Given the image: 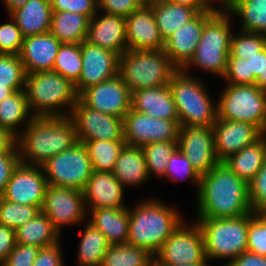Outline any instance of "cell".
Wrapping results in <instances>:
<instances>
[{"instance_id": "obj_17", "label": "cell", "mask_w": 266, "mask_h": 266, "mask_svg": "<svg viewBox=\"0 0 266 266\" xmlns=\"http://www.w3.org/2000/svg\"><path fill=\"white\" fill-rule=\"evenodd\" d=\"M178 148L200 176L219 163L212 127L180 126Z\"/></svg>"}, {"instance_id": "obj_12", "label": "cell", "mask_w": 266, "mask_h": 266, "mask_svg": "<svg viewBox=\"0 0 266 266\" xmlns=\"http://www.w3.org/2000/svg\"><path fill=\"white\" fill-rule=\"evenodd\" d=\"M76 128L79 142L88 140H124L123 118L101 113L77 99L69 116Z\"/></svg>"}, {"instance_id": "obj_41", "label": "cell", "mask_w": 266, "mask_h": 266, "mask_svg": "<svg viewBox=\"0 0 266 266\" xmlns=\"http://www.w3.org/2000/svg\"><path fill=\"white\" fill-rule=\"evenodd\" d=\"M40 211L37 206L7 201L0 196V224L14 230L33 219Z\"/></svg>"}, {"instance_id": "obj_62", "label": "cell", "mask_w": 266, "mask_h": 266, "mask_svg": "<svg viewBox=\"0 0 266 266\" xmlns=\"http://www.w3.org/2000/svg\"><path fill=\"white\" fill-rule=\"evenodd\" d=\"M211 4H212V2H218L219 4L221 3V5H220V7L222 6V8L221 9H226L232 2H233V0H208Z\"/></svg>"}, {"instance_id": "obj_26", "label": "cell", "mask_w": 266, "mask_h": 266, "mask_svg": "<svg viewBox=\"0 0 266 266\" xmlns=\"http://www.w3.org/2000/svg\"><path fill=\"white\" fill-rule=\"evenodd\" d=\"M89 223L99 229L111 245L127 244L129 233L128 208H97L87 210Z\"/></svg>"}, {"instance_id": "obj_25", "label": "cell", "mask_w": 266, "mask_h": 266, "mask_svg": "<svg viewBox=\"0 0 266 266\" xmlns=\"http://www.w3.org/2000/svg\"><path fill=\"white\" fill-rule=\"evenodd\" d=\"M131 109L153 118L179 121L176 105L168 85L132 92Z\"/></svg>"}, {"instance_id": "obj_11", "label": "cell", "mask_w": 266, "mask_h": 266, "mask_svg": "<svg viewBox=\"0 0 266 266\" xmlns=\"http://www.w3.org/2000/svg\"><path fill=\"white\" fill-rule=\"evenodd\" d=\"M199 262H209V260L205 255L202 230L196 222L194 225L182 222L154 256V265Z\"/></svg>"}, {"instance_id": "obj_10", "label": "cell", "mask_w": 266, "mask_h": 266, "mask_svg": "<svg viewBox=\"0 0 266 266\" xmlns=\"http://www.w3.org/2000/svg\"><path fill=\"white\" fill-rule=\"evenodd\" d=\"M48 185L83 191L93 173L92 163L83 143L56 154L42 165Z\"/></svg>"}, {"instance_id": "obj_59", "label": "cell", "mask_w": 266, "mask_h": 266, "mask_svg": "<svg viewBox=\"0 0 266 266\" xmlns=\"http://www.w3.org/2000/svg\"><path fill=\"white\" fill-rule=\"evenodd\" d=\"M255 214L259 216L264 222H266V204L262 205Z\"/></svg>"}, {"instance_id": "obj_37", "label": "cell", "mask_w": 266, "mask_h": 266, "mask_svg": "<svg viewBox=\"0 0 266 266\" xmlns=\"http://www.w3.org/2000/svg\"><path fill=\"white\" fill-rule=\"evenodd\" d=\"M83 144L92 163L93 171L112 172L126 142L124 140H88Z\"/></svg>"}, {"instance_id": "obj_57", "label": "cell", "mask_w": 266, "mask_h": 266, "mask_svg": "<svg viewBox=\"0 0 266 266\" xmlns=\"http://www.w3.org/2000/svg\"><path fill=\"white\" fill-rule=\"evenodd\" d=\"M17 143V137L9 130L0 128V154L8 153Z\"/></svg>"}, {"instance_id": "obj_40", "label": "cell", "mask_w": 266, "mask_h": 266, "mask_svg": "<svg viewBox=\"0 0 266 266\" xmlns=\"http://www.w3.org/2000/svg\"><path fill=\"white\" fill-rule=\"evenodd\" d=\"M146 160L149 176L163 178L169 159L178 149V141H158L146 144L141 147Z\"/></svg>"}, {"instance_id": "obj_56", "label": "cell", "mask_w": 266, "mask_h": 266, "mask_svg": "<svg viewBox=\"0 0 266 266\" xmlns=\"http://www.w3.org/2000/svg\"><path fill=\"white\" fill-rule=\"evenodd\" d=\"M167 1L182 6L192 7L198 13L217 10V8L214 7V5L212 6V4L208 0H167Z\"/></svg>"}, {"instance_id": "obj_15", "label": "cell", "mask_w": 266, "mask_h": 266, "mask_svg": "<svg viewBox=\"0 0 266 266\" xmlns=\"http://www.w3.org/2000/svg\"><path fill=\"white\" fill-rule=\"evenodd\" d=\"M78 98L92 109L101 113L124 118L131 109V92L120 75L89 86Z\"/></svg>"}, {"instance_id": "obj_22", "label": "cell", "mask_w": 266, "mask_h": 266, "mask_svg": "<svg viewBox=\"0 0 266 266\" xmlns=\"http://www.w3.org/2000/svg\"><path fill=\"white\" fill-rule=\"evenodd\" d=\"M99 14L90 19L86 41L121 56L128 49L125 18L104 12Z\"/></svg>"}, {"instance_id": "obj_35", "label": "cell", "mask_w": 266, "mask_h": 266, "mask_svg": "<svg viewBox=\"0 0 266 266\" xmlns=\"http://www.w3.org/2000/svg\"><path fill=\"white\" fill-rule=\"evenodd\" d=\"M26 75L19 55L0 54V102L25 89Z\"/></svg>"}, {"instance_id": "obj_44", "label": "cell", "mask_w": 266, "mask_h": 266, "mask_svg": "<svg viewBox=\"0 0 266 266\" xmlns=\"http://www.w3.org/2000/svg\"><path fill=\"white\" fill-rule=\"evenodd\" d=\"M247 251L266 256V222L253 212L248 214Z\"/></svg>"}, {"instance_id": "obj_20", "label": "cell", "mask_w": 266, "mask_h": 266, "mask_svg": "<svg viewBox=\"0 0 266 266\" xmlns=\"http://www.w3.org/2000/svg\"><path fill=\"white\" fill-rule=\"evenodd\" d=\"M215 11L198 13L187 24L164 40L163 50L177 69H184L193 59L199 44L205 21Z\"/></svg>"}, {"instance_id": "obj_38", "label": "cell", "mask_w": 266, "mask_h": 266, "mask_svg": "<svg viewBox=\"0 0 266 266\" xmlns=\"http://www.w3.org/2000/svg\"><path fill=\"white\" fill-rule=\"evenodd\" d=\"M154 257L146 250L130 245H111L101 266H153Z\"/></svg>"}, {"instance_id": "obj_9", "label": "cell", "mask_w": 266, "mask_h": 266, "mask_svg": "<svg viewBox=\"0 0 266 266\" xmlns=\"http://www.w3.org/2000/svg\"><path fill=\"white\" fill-rule=\"evenodd\" d=\"M222 90L218 118L252 123L266 133V91L255 84H227Z\"/></svg>"}, {"instance_id": "obj_3", "label": "cell", "mask_w": 266, "mask_h": 266, "mask_svg": "<svg viewBox=\"0 0 266 266\" xmlns=\"http://www.w3.org/2000/svg\"><path fill=\"white\" fill-rule=\"evenodd\" d=\"M127 244L142 248L153 257L183 222L182 215L157 198L139 202L129 209Z\"/></svg>"}, {"instance_id": "obj_31", "label": "cell", "mask_w": 266, "mask_h": 266, "mask_svg": "<svg viewBox=\"0 0 266 266\" xmlns=\"http://www.w3.org/2000/svg\"><path fill=\"white\" fill-rule=\"evenodd\" d=\"M90 18L69 11L52 12L50 33L61 43L80 44L86 40Z\"/></svg>"}, {"instance_id": "obj_5", "label": "cell", "mask_w": 266, "mask_h": 266, "mask_svg": "<svg viewBox=\"0 0 266 266\" xmlns=\"http://www.w3.org/2000/svg\"><path fill=\"white\" fill-rule=\"evenodd\" d=\"M178 69L168 86L176 105L180 126L212 127L218 117L217 103H213L205 85Z\"/></svg>"}, {"instance_id": "obj_32", "label": "cell", "mask_w": 266, "mask_h": 266, "mask_svg": "<svg viewBox=\"0 0 266 266\" xmlns=\"http://www.w3.org/2000/svg\"><path fill=\"white\" fill-rule=\"evenodd\" d=\"M16 243L46 247L60 241V233L41 211L31 220L15 230Z\"/></svg>"}, {"instance_id": "obj_30", "label": "cell", "mask_w": 266, "mask_h": 266, "mask_svg": "<svg viewBox=\"0 0 266 266\" xmlns=\"http://www.w3.org/2000/svg\"><path fill=\"white\" fill-rule=\"evenodd\" d=\"M150 7L163 40L198 14L192 7L178 5L167 0H157Z\"/></svg>"}, {"instance_id": "obj_42", "label": "cell", "mask_w": 266, "mask_h": 266, "mask_svg": "<svg viewBox=\"0 0 266 266\" xmlns=\"http://www.w3.org/2000/svg\"><path fill=\"white\" fill-rule=\"evenodd\" d=\"M240 34L232 35L230 54L228 57L248 59L266 47V35L239 31Z\"/></svg>"}, {"instance_id": "obj_46", "label": "cell", "mask_w": 266, "mask_h": 266, "mask_svg": "<svg viewBox=\"0 0 266 266\" xmlns=\"http://www.w3.org/2000/svg\"><path fill=\"white\" fill-rule=\"evenodd\" d=\"M227 84L246 85L255 84L256 78L250 73L248 59L238 57H228L227 70L223 80Z\"/></svg>"}, {"instance_id": "obj_33", "label": "cell", "mask_w": 266, "mask_h": 266, "mask_svg": "<svg viewBox=\"0 0 266 266\" xmlns=\"http://www.w3.org/2000/svg\"><path fill=\"white\" fill-rule=\"evenodd\" d=\"M33 118L25 90L15 91L0 102V128L9 130L16 137L21 133L16 127L20 123H25L26 127Z\"/></svg>"}, {"instance_id": "obj_49", "label": "cell", "mask_w": 266, "mask_h": 266, "mask_svg": "<svg viewBox=\"0 0 266 266\" xmlns=\"http://www.w3.org/2000/svg\"><path fill=\"white\" fill-rule=\"evenodd\" d=\"M40 247L16 243L1 266H33Z\"/></svg>"}, {"instance_id": "obj_2", "label": "cell", "mask_w": 266, "mask_h": 266, "mask_svg": "<svg viewBox=\"0 0 266 266\" xmlns=\"http://www.w3.org/2000/svg\"><path fill=\"white\" fill-rule=\"evenodd\" d=\"M17 136L20 162L42 166L51 157L78 142L76 128L69 116L34 117Z\"/></svg>"}, {"instance_id": "obj_50", "label": "cell", "mask_w": 266, "mask_h": 266, "mask_svg": "<svg viewBox=\"0 0 266 266\" xmlns=\"http://www.w3.org/2000/svg\"><path fill=\"white\" fill-rule=\"evenodd\" d=\"M20 163L17 144L5 154H0V196L7 187L14 169Z\"/></svg>"}, {"instance_id": "obj_54", "label": "cell", "mask_w": 266, "mask_h": 266, "mask_svg": "<svg viewBox=\"0 0 266 266\" xmlns=\"http://www.w3.org/2000/svg\"><path fill=\"white\" fill-rule=\"evenodd\" d=\"M250 73L256 79H265V68H266V47L256 55L248 57Z\"/></svg>"}, {"instance_id": "obj_48", "label": "cell", "mask_w": 266, "mask_h": 266, "mask_svg": "<svg viewBox=\"0 0 266 266\" xmlns=\"http://www.w3.org/2000/svg\"><path fill=\"white\" fill-rule=\"evenodd\" d=\"M248 189L251 210L255 213L262 205L266 204V160L248 183Z\"/></svg>"}, {"instance_id": "obj_4", "label": "cell", "mask_w": 266, "mask_h": 266, "mask_svg": "<svg viewBox=\"0 0 266 266\" xmlns=\"http://www.w3.org/2000/svg\"><path fill=\"white\" fill-rule=\"evenodd\" d=\"M24 90L34 117L70 116L78 99L74 84L54 71L27 74Z\"/></svg>"}, {"instance_id": "obj_23", "label": "cell", "mask_w": 266, "mask_h": 266, "mask_svg": "<svg viewBox=\"0 0 266 266\" xmlns=\"http://www.w3.org/2000/svg\"><path fill=\"white\" fill-rule=\"evenodd\" d=\"M83 196L87 210L127 208L123 204L124 186L112 172L93 171L83 190Z\"/></svg>"}, {"instance_id": "obj_29", "label": "cell", "mask_w": 266, "mask_h": 266, "mask_svg": "<svg viewBox=\"0 0 266 266\" xmlns=\"http://www.w3.org/2000/svg\"><path fill=\"white\" fill-rule=\"evenodd\" d=\"M266 160V133L224 161L239 178L249 183Z\"/></svg>"}, {"instance_id": "obj_7", "label": "cell", "mask_w": 266, "mask_h": 266, "mask_svg": "<svg viewBox=\"0 0 266 266\" xmlns=\"http://www.w3.org/2000/svg\"><path fill=\"white\" fill-rule=\"evenodd\" d=\"M177 70L163 49H127L119 57L118 74L131 93L140 89L168 85Z\"/></svg>"}, {"instance_id": "obj_6", "label": "cell", "mask_w": 266, "mask_h": 266, "mask_svg": "<svg viewBox=\"0 0 266 266\" xmlns=\"http://www.w3.org/2000/svg\"><path fill=\"white\" fill-rule=\"evenodd\" d=\"M231 14L226 9H217L204 23L195 55L183 69L190 66L201 68L221 78L226 73L231 45Z\"/></svg>"}, {"instance_id": "obj_43", "label": "cell", "mask_w": 266, "mask_h": 266, "mask_svg": "<svg viewBox=\"0 0 266 266\" xmlns=\"http://www.w3.org/2000/svg\"><path fill=\"white\" fill-rule=\"evenodd\" d=\"M170 181L177 182L187 179L193 182L198 188L201 176L193 168L190 160L179 150V148L172 154L167 164L165 176ZM179 177V178H178Z\"/></svg>"}, {"instance_id": "obj_36", "label": "cell", "mask_w": 266, "mask_h": 266, "mask_svg": "<svg viewBox=\"0 0 266 266\" xmlns=\"http://www.w3.org/2000/svg\"><path fill=\"white\" fill-rule=\"evenodd\" d=\"M226 10L241 17L240 31L266 35V1H233Z\"/></svg>"}, {"instance_id": "obj_52", "label": "cell", "mask_w": 266, "mask_h": 266, "mask_svg": "<svg viewBox=\"0 0 266 266\" xmlns=\"http://www.w3.org/2000/svg\"><path fill=\"white\" fill-rule=\"evenodd\" d=\"M60 241L46 247H41L33 266H64Z\"/></svg>"}, {"instance_id": "obj_53", "label": "cell", "mask_w": 266, "mask_h": 266, "mask_svg": "<svg viewBox=\"0 0 266 266\" xmlns=\"http://www.w3.org/2000/svg\"><path fill=\"white\" fill-rule=\"evenodd\" d=\"M16 245L15 230L0 224V266Z\"/></svg>"}, {"instance_id": "obj_63", "label": "cell", "mask_w": 266, "mask_h": 266, "mask_svg": "<svg viewBox=\"0 0 266 266\" xmlns=\"http://www.w3.org/2000/svg\"><path fill=\"white\" fill-rule=\"evenodd\" d=\"M157 0H137L141 6H151Z\"/></svg>"}, {"instance_id": "obj_55", "label": "cell", "mask_w": 266, "mask_h": 266, "mask_svg": "<svg viewBox=\"0 0 266 266\" xmlns=\"http://www.w3.org/2000/svg\"><path fill=\"white\" fill-rule=\"evenodd\" d=\"M227 266H266V256L246 251L234 258Z\"/></svg>"}, {"instance_id": "obj_47", "label": "cell", "mask_w": 266, "mask_h": 266, "mask_svg": "<svg viewBox=\"0 0 266 266\" xmlns=\"http://www.w3.org/2000/svg\"><path fill=\"white\" fill-rule=\"evenodd\" d=\"M53 12L69 11L88 16L98 12V0H50Z\"/></svg>"}, {"instance_id": "obj_39", "label": "cell", "mask_w": 266, "mask_h": 266, "mask_svg": "<svg viewBox=\"0 0 266 266\" xmlns=\"http://www.w3.org/2000/svg\"><path fill=\"white\" fill-rule=\"evenodd\" d=\"M81 43H62L58 49L52 71L75 84L81 75Z\"/></svg>"}, {"instance_id": "obj_58", "label": "cell", "mask_w": 266, "mask_h": 266, "mask_svg": "<svg viewBox=\"0 0 266 266\" xmlns=\"http://www.w3.org/2000/svg\"><path fill=\"white\" fill-rule=\"evenodd\" d=\"M5 4L6 10L10 15L13 11L24 6L28 0H2Z\"/></svg>"}, {"instance_id": "obj_34", "label": "cell", "mask_w": 266, "mask_h": 266, "mask_svg": "<svg viewBox=\"0 0 266 266\" xmlns=\"http://www.w3.org/2000/svg\"><path fill=\"white\" fill-rule=\"evenodd\" d=\"M79 242V266H101L104 256L111 244L104 234L89 222Z\"/></svg>"}, {"instance_id": "obj_13", "label": "cell", "mask_w": 266, "mask_h": 266, "mask_svg": "<svg viewBox=\"0 0 266 266\" xmlns=\"http://www.w3.org/2000/svg\"><path fill=\"white\" fill-rule=\"evenodd\" d=\"M41 212L52 222L60 235L63 225L80 224L88 213L83 191L52 185L46 188Z\"/></svg>"}, {"instance_id": "obj_14", "label": "cell", "mask_w": 266, "mask_h": 266, "mask_svg": "<svg viewBox=\"0 0 266 266\" xmlns=\"http://www.w3.org/2000/svg\"><path fill=\"white\" fill-rule=\"evenodd\" d=\"M124 141L142 147L158 141H178L179 121L153 118L130 109L123 118Z\"/></svg>"}, {"instance_id": "obj_16", "label": "cell", "mask_w": 266, "mask_h": 266, "mask_svg": "<svg viewBox=\"0 0 266 266\" xmlns=\"http://www.w3.org/2000/svg\"><path fill=\"white\" fill-rule=\"evenodd\" d=\"M47 186L42 166L26 165L20 162L14 169L1 196L7 201L37 206L41 210Z\"/></svg>"}, {"instance_id": "obj_8", "label": "cell", "mask_w": 266, "mask_h": 266, "mask_svg": "<svg viewBox=\"0 0 266 266\" xmlns=\"http://www.w3.org/2000/svg\"><path fill=\"white\" fill-rule=\"evenodd\" d=\"M208 260L234 258L247 251L248 214L234 218H198Z\"/></svg>"}, {"instance_id": "obj_28", "label": "cell", "mask_w": 266, "mask_h": 266, "mask_svg": "<svg viewBox=\"0 0 266 266\" xmlns=\"http://www.w3.org/2000/svg\"><path fill=\"white\" fill-rule=\"evenodd\" d=\"M123 186H138L149 178L146 160L141 147L125 145L112 170Z\"/></svg>"}, {"instance_id": "obj_1", "label": "cell", "mask_w": 266, "mask_h": 266, "mask_svg": "<svg viewBox=\"0 0 266 266\" xmlns=\"http://www.w3.org/2000/svg\"><path fill=\"white\" fill-rule=\"evenodd\" d=\"M196 193L198 218H234L252 213L248 183L224 162L201 175Z\"/></svg>"}, {"instance_id": "obj_64", "label": "cell", "mask_w": 266, "mask_h": 266, "mask_svg": "<svg viewBox=\"0 0 266 266\" xmlns=\"http://www.w3.org/2000/svg\"><path fill=\"white\" fill-rule=\"evenodd\" d=\"M233 1H256V0H233ZM259 1H266V0H259Z\"/></svg>"}, {"instance_id": "obj_24", "label": "cell", "mask_w": 266, "mask_h": 266, "mask_svg": "<svg viewBox=\"0 0 266 266\" xmlns=\"http://www.w3.org/2000/svg\"><path fill=\"white\" fill-rule=\"evenodd\" d=\"M61 44L50 32L24 37L19 57L26 74L52 71Z\"/></svg>"}, {"instance_id": "obj_60", "label": "cell", "mask_w": 266, "mask_h": 266, "mask_svg": "<svg viewBox=\"0 0 266 266\" xmlns=\"http://www.w3.org/2000/svg\"><path fill=\"white\" fill-rule=\"evenodd\" d=\"M208 262H199V263H192V264H175V265H155V266H208Z\"/></svg>"}, {"instance_id": "obj_51", "label": "cell", "mask_w": 266, "mask_h": 266, "mask_svg": "<svg viewBox=\"0 0 266 266\" xmlns=\"http://www.w3.org/2000/svg\"><path fill=\"white\" fill-rule=\"evenodd\" d=\"M141 5L137 0H98V9L104 13L126 18Z\"/></svg>"}, {"instance_id": "obj_21", "label": "cell", "mask_w": 266, "mask_h": 266, "mask_svg": "<svg viewBox=\"0 0 266 266\" xmlns=\"http://www.w3.org/2000/svg\"><path fill=\"white\" fill-rule=\"evenodd\" d=\"M129 50H162L164 40L159 33L150 6H141L125 18Z\"/></svg>"}, {"instance_id": "obj_45", "label": "cell", "mask_w": 266, "mask_h": 266, "mask_svg": "<svg viewBox=\"0 0 266 266\" xmlns=\"http://www.w3.org/2000/svg\"><path fill=\"white\" fill-rule=\"evenodd\" d=\"M9 18V22L0 25V54L19 55L24 36L12 17Z\"/></svg>"}, {"instance_id": "obj_19", "label": "cell", "mask_w": 266, "mask_h": 266, "mask_svg": "<svg viewBox=\"0 0 266 266\" xmlns=\"http://www.w3.org/2000/svg\"><path fill=\"white\" fill-rule=\"evenodd\" d=\"M215 153L219 162H224L244 147L254 143L264 133L254 124L220 119L212 126Z\"/></svg>"}, {"instance_id": "obj_18", "label": "cell", "mask_w": 266, "mask_h": 266, "mask_svg": "<svg viewBox=\"0 0 266 266\" xmlns=\"http://www.w3.org/2000/svg\"><path fill=\"white\" fill-rule=\"evenodd\" d=\"M81 56V75L74 84L78 95L89 86L118 75L120 56L117 53L84 40L81 42Z\"/></svg>"}, {"instance_id": "obj_27", "label": "cell", "mask_w": 266, "mask_h": 266, "mask_svg": "<svg viewBox=\"0 0 266 266\" xmlns=\"http://www.w3.org/2000/svg\"><path fill=\"white\" fill-rule=\"evenodd\" d=\"M50 0H28L9 16L16 22L24 37L50 31L52 19Z\"/></svg>"}, {"instance_id": "obj_61", "label": "cell", "mask_w": 266, "mask_h": 266, "mask_svg": "<svg viewBox=\"0 0 266 266\" xmlns=\"http://www.w3.org/2000/svg\"><path fill=\"white\" fill-rule=\"evenodd\" d=\"M255 85L258 86L261 90L266 91V68H265V79H256Z\"/></svg>"}]
</instances>
